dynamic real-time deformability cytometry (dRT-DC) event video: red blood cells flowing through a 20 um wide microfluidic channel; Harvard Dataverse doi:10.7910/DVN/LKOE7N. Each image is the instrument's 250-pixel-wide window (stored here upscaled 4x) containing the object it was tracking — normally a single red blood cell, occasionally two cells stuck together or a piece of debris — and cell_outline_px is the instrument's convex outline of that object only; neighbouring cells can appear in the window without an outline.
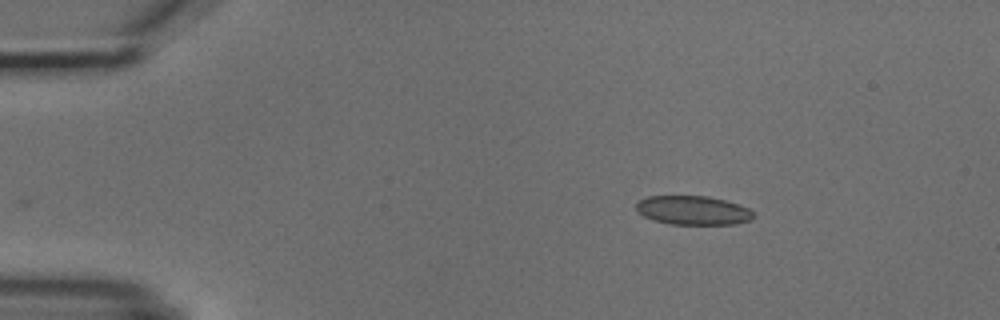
{"species": "common noctule bat (a hibernating species)", "species_latin": "Nyctalus noctula", "temperature_condition": "cold", "stored_images_in_passage": 4, "camera_frame_rate_fps": 3000, "um_per_image_px": 0.085, "animal": {"sex": "male", "body_mass_g": 18.8}, "frame": {"image": 1, "passage_image": 4, "time_ms": 3.333, "image_size_px": [1000, 320], "cell_outline_px": [[756, 216], [752, 220], [736, 224], [672, 224], [652, 220], [636, 212], [636, 204], [640, 200], [648, 196], [708, 196], [724, 200], [748, 208]], "centroid_in_image_um": [58.9, 17.88], "position_along_channel_um": 26.1, "area_um2": 19.83}}